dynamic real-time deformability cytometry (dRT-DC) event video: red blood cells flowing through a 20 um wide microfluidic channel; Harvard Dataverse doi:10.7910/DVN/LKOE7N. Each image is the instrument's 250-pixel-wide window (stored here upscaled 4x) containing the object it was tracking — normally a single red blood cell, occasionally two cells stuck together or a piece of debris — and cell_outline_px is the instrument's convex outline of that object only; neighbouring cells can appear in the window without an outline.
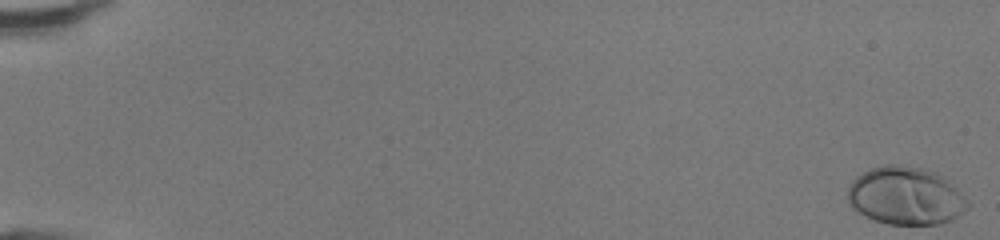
{"species": "human", "species_latin": "Homo sapiens", "temperature_condition": "room temperature", "stored_images_in_passage": 49, "camera_frame_rate_fps": 3000, "um_per_image_px": 0.085, "donor": {"sex": "female"}, "frame": {"image": 1, "passage_image": 1, "time_ms": 0.0, "image_size_px": [1000, 240], "cell_outline_px": [[972, 204], [964, 212], [940, 224], [888, 224], [876, 220], [852, 208], [848, 204], [848, 184], [856, 176], [872, 168], [884, 164], [900, 164], [920, 168], [936, 172], [948, 180]], "centroid_in_image_um": [76.98, 16.63], "position_along_channel_um": 8.0, "area_um2": 40.46}}
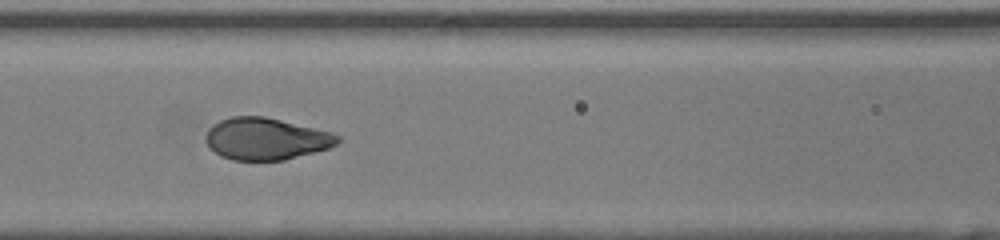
{"frame": {"image": 2, "passage_image": 24, "time_ms": 7.667, "image_size_px": [1000, 240], "cell_outline_px": [[340, 140], [336, 144], [328, 148], [284, 160], [232, 160], [220, 156], [208, 148], [204, 140], [204, 136], [208, 128], [212, 124], [220, 120], [232, 116], [264, 116], [332, 132], [340, 136]], "centroid_in_image_um": [22.55, 11.8], "position_along_channel_um": 144.1, "area_um2": 32.43}}
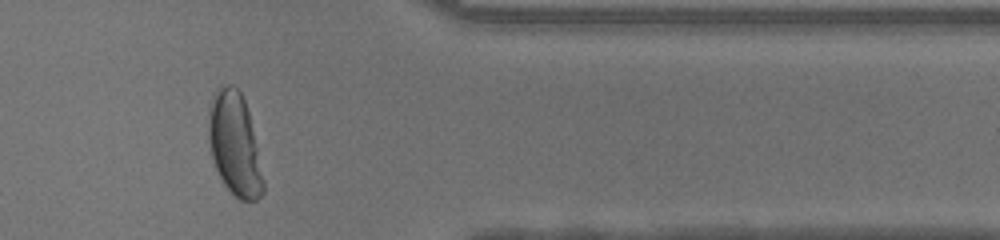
{"frame": {"image": 3, "passage_image": 42, "time_ms": 13.667, "image_size_px": [1000, 240], "cell_outline_px": [[264, 192], [256, 200], [240, 200], [224, 184], [212, 160], [208, 140], [208, 108], [212, 96], [216, 88], [220, 84], [232, 84], [240, 92], [244, 100], [248, 112], [264, 180]], "centroid_in_image_um": [19.91, 12.22], "position_along_channel_um": 391.5, "area_um2": 32.71}, "authors_computed_cell_mechanics": {"area_um2": 34.2176, "velocity_mm_per_s": 4.2989, "shape_relaxation_time_tau1_ms": 3.1403, "shape_relaxation_time_tau2_ms": null, "deformation_change_tau1": 0.1985, "deformation_change_tau2": null}}